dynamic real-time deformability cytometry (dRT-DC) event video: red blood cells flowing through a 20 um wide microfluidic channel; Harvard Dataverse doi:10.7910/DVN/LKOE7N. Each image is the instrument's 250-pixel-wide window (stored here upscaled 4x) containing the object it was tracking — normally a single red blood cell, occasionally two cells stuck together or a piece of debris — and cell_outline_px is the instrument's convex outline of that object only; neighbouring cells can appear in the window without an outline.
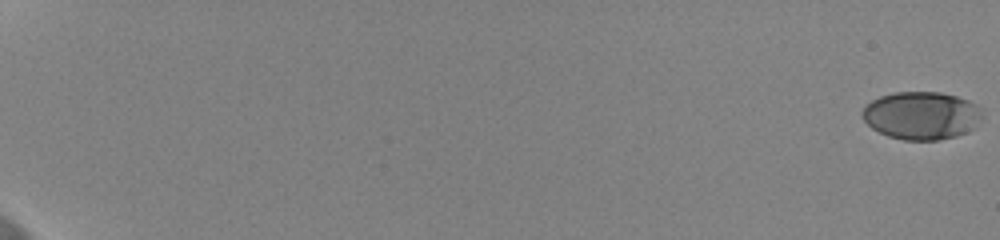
{"species": "human", "species_latin": "Homo sapiens", "temperature_condition": "cold", "stored_images_in_passage": 60, "camera_frame_rate_fps": 3000, "um_per_image_px": 0.085, "donor": {"sex": "female"}, "frame": {"image": 1, "passage_image": 1, "time_ms": 0.0, "image_size_px": [1000, 240], "cell_outline_px": [[984, 116], [968, 132], [956, 136], [936, 140], [904, 140], [888, 136], [872, 128], [864, 120], [860, 112], [872, 100], [880, 96], [896, 92], [940, 92], [956, 96], [968, 100], [976, 104], [980, 108]], "centroid_in_image_um": [78.34, 9.82], "position_along_channel_um": 6.7, "area_um2": 33.47}}
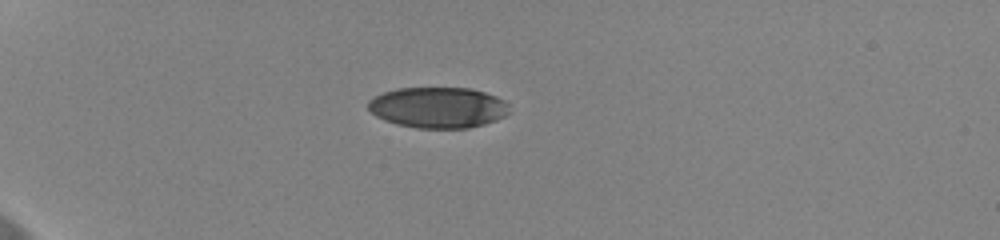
{"frame": {"image": 2, "passage_image": 20, "time_ms": 6.333, "image_size_px": [1000, 240], "cell_outline_px": [[508, 112], [504, 116], [496, 120], [484, 124], [468, 128], [416, 128], [396, 124], [384, 120], [376, 116], [368, 108], [368, 100], [384, 92], [396, 88], [472, 88], [496, 96], [504, 100], [508, 104]], "centroid_in_image_um": [37.23, 9.14], "position_along_channel_um": 47.8, "area_um2": 33.64}}
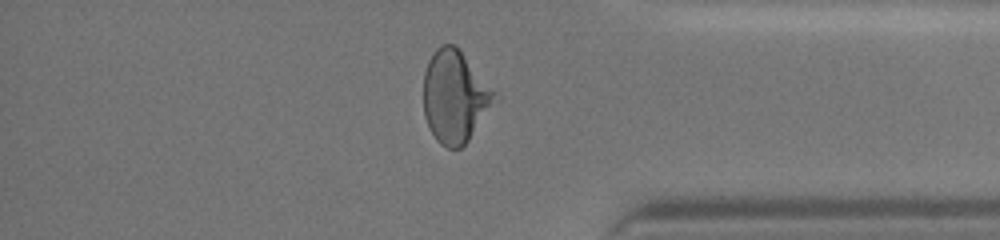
{"frame": {"image": 3, "passage_image": 53, "time_ms": 17.333, "image_size_px": [1000, 240], "cell_outline_px": [[496, 92], [468, 140], [460, 148], [448, 148], [440, 144], [436, 140], [424, 116], [424, 72], [428, 60], [432, 52], [440, 44], [456, 44]], "centroid_in_image_um": [38.59, 8.14], "position_along_channel_um": 396.6, "area_um2": 37.22}, "authors_computed_cell_mechanics": {"area_um2": 36.0961, "velocity_mm_per_s": 3.6482, "shape_relaxation_time_tau1_ms": 4.5656, "shape_relaxation_time_tau2_ms": 1.5914, "deformation_change_tau1": 0.1913, "deformation_change_tau2": 0.0558}}